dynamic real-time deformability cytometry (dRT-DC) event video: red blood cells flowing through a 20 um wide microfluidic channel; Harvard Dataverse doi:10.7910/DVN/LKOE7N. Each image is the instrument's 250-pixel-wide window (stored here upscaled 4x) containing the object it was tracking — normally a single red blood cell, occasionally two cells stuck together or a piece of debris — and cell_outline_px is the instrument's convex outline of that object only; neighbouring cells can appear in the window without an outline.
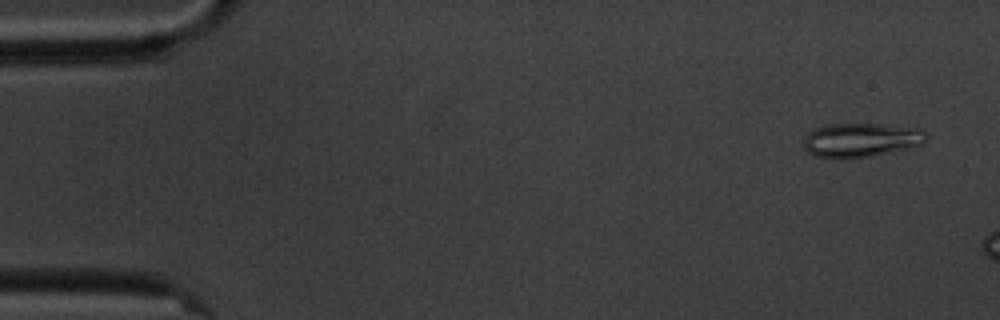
{"species": "common noctule bat (a hibernating species)", "species_latin": "Nyctalus noctula", "temperature_condition": "cold", "stored_images_in_passage": 2, "camera_frame_rate_fps": 3000, "um_per_image_px": 0.085, "animal": {"sex": "male", "body_mass_g": 20.1, "forearm_length_mm": 53.5}, "frame": {"image": 1, "passage_image": 1, "time_ms": 0.0, "image_size_px": [1000, 320], "cell_outline_px": [[928, 140], [920, 144], [908, 148], [872, 156], [844, 160], [840, 160], [816, 156], [808, 152], [804, 148], [804, 136], [808, 132], [816, 128], [828, 124], [880, 124], [920, 128], [928, 136]], "centroid_in_image_um": [73.16, 11.92], "position_along_channel_um": 11.8, "area_um2": 24.68}}